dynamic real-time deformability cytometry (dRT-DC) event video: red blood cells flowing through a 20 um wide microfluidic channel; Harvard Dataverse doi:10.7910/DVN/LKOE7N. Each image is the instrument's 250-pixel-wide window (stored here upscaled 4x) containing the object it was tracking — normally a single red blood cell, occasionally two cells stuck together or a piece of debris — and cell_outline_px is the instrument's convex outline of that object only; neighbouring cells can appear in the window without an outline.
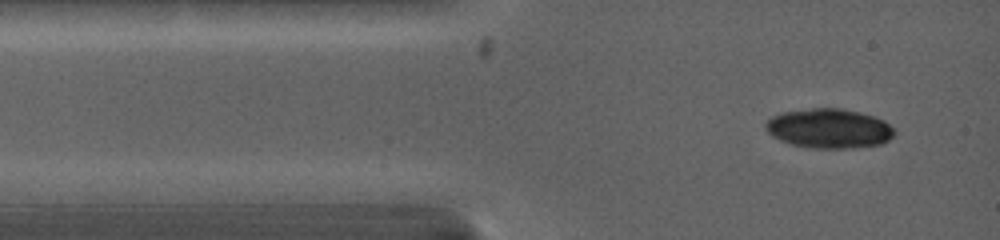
{"species": "common noctule bat (a hibernating species)", "species_latin": "Nyctalus noctula", "temperature_condition": "warm", "stored_images_in_passage": 2, "camera_frame_rate_fps": 5000, "um_per_image_px": 0.085, "animal": {"sex": "female", "body_mass_g": 19.0, "forearm_length_mm": 53.3}, "frame": {"image": 1, "passage_image": 2, "time_ms": 1.2, "image_size_px": [1000, 240], "cell_outline_px": [[896, 132], [888, 140], [880, 144], [852, 148], [812, 148], [792, 144], [780, 140], [772, 136], [764, 128], [764, 124], [772, 116], [784, 112], [812, 108], [840, 108], [860, 112], [884, 120]], "centroid_in_image_um": [70.45, 10.92], "position_along_channel_um": 14.5, "area_um2": 29.54}}